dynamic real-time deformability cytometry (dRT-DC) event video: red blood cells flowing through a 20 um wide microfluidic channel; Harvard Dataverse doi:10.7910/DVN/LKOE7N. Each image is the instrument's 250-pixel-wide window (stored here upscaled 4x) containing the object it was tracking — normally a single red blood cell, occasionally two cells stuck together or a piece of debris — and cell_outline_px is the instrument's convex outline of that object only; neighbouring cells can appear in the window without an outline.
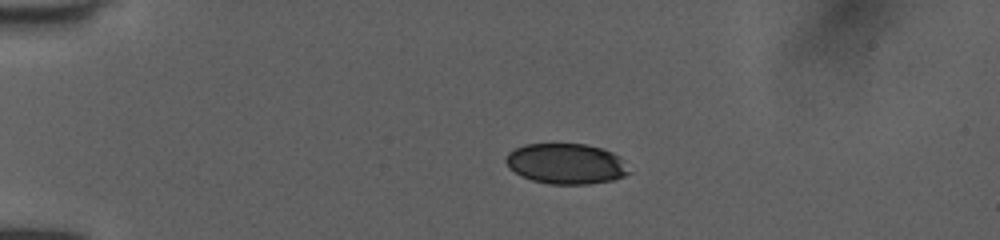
{"species": "human", "species_latin": "Homo sapiens", "temperature_condition": "room temperature", "stored_images_in_passage": 40, "camera_frame_rate_fps": 3000, "um_per_image_px": 0.085, "donor": {"sex": "female"}, "frame": {"image": 1, "passage_image": 1, "time_ms": 0.0, "image_size_px": [1000, 240], "cell_outline_px": [[632, 172], [624, 176], [612, 180], [588, 184], [548, 184], [532, 180], [516, 172], [504, 160], [508, 152], [524, 144], [588, 144], [604, 148], [620, 156]], "centroid_in_image_um": [48.17, 13.91], "position_along_channel_um": 36.8, "area_um2": 29.13}}
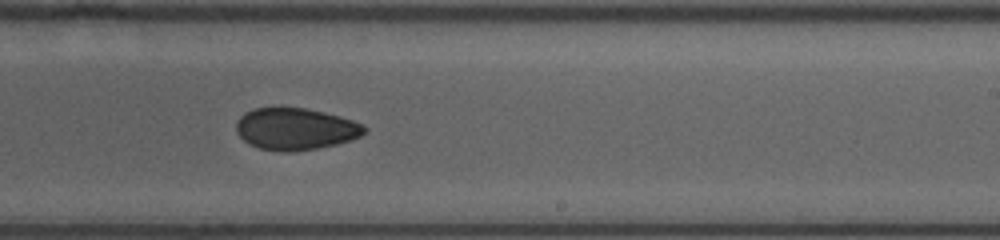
{"frame": {"image": 2, "passage_image": 22, "time_ms": 7.0, "image_size_px": [1000, 240], "cell_outline_px": [[368, 128], [360, 136], [336, 144], [316, 148], [292, 152], [280, 152], [260, 148], [248, 144], [236, 132], [236, 124], [240, 116], [244, 112], [256, 108], [304, 108], [352, 120], [364, 124]], "centroid_in_image_um": [25.08, 10.97], "position_along_channel_um": 263.9, "area_um2": 30.98}}
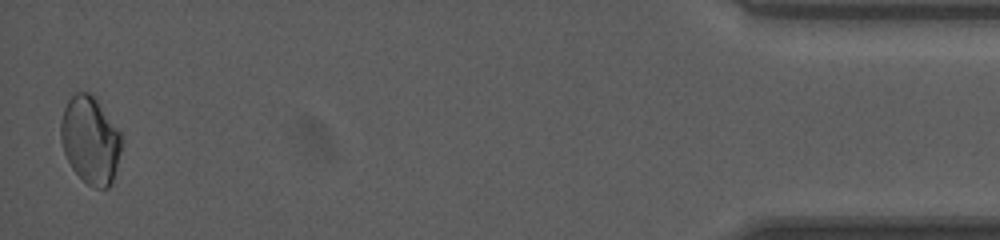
{"frame": {"image": 3, "passage_image": 40, "time_ms": 13.0, "image_size_px": [1000, 240], "cell_outline_px": [[124, 140], [112, 180], [108, 188], [92, 188], [72, 168], [64, 152], [60, 140], [60, 124], [64, 108], [68, 100], [76, 92], [88, 92], [96, 100], [120, 132]], "centroid_in_image_um": [7.67, 11.92], "position_along_channel_um": 427.5, "area_um2": 30.63}, "authors_computed_cell_mechanics": {"area_um2": 31.2409, "velocity_mm_per_s": 4.0407, "shape_relaxation_time_tau1_ms": 4.8967, "shape_relaxation_time_tau2_ms": 1.6908, "deformation_change_tau1": 0.0676, "deformation_change_tau2": 0.0412}}